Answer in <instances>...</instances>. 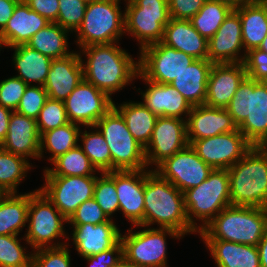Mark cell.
<instances>
[{
	"label": "cell",
	"mask_w": 267,
	"mask_h": 267,
	"mask_svg": "<svg viewBox=\"0 0 267 267\" xmlns=\"http://www.w3.org/2000/svg\"><path fill=\"white\" fill-rule=\"evenodd\" d=\"M114 101L105 92L83 80L64 100L69 122L90 128L112 107Z\"/></svg>",
	"instance_id": "cell-16"
},
{
	"label": "cell",
	"mask_w": 267,
	"mask_h": 267,
	"mask_svg": "<svg viewBox=\"0 0 267 267\" xmlns=\"http://www.w3.org/2000/svg\"><path fill=\"white\" fill-rule=\"evenodd\" d=\"M40 136L51 129L69 123L64 101L48 98L36 119Z\"/></svg>",
	"instance_id": "cell-41"
},
{
	"label": "cell",
	"mask_w": 267,
	"mask_h": 267,
	"mask_svg": "<svg viewBox=\"0 0 267 267\" xmlns=\"http://www.w3.org/2000/svg\"><path fill=\"white\" fill-rule=\"evenodd\" d=\"M19 1L20 0H0V32L6 27Z\"/></svg>",
	"instance_id": "cell-52"
},
{
	"label": "cell",
	"mask_w": 267,
	"mask_h": 267,
	"mask_svg": "<svg viewBox=\"0 0 267 267\" xmlns=\"http://www.w3.org/2000/svg\"><path fill=\"white\" fill-rule=\"evenodd\" d=\"M190 145L213 169H229L253 147L239 129L194 140Z\"/></svg>",
	"instance_id": "cell-14"
},
{
	"label": "cell",
	"mask_w": 267,
	"mask_h": 267,
	"mask_svg": "<svg viewBox=\"0 0 267 267\" xmlns=\"http://www.w3.org/2000/svg\"><path fill=\"white\" fill-rule=\"evenodd\" d=\"M217 267H261L257 246L225 240H203Z\"/></svg>",
	"instance_id": "cell-29"
},
{
	"label": "cell",
	"mask_w": 267,
	"mask_h": 267,
	"mask_svg": "<svg viewBox=\"0 0 267 267\" xmlns=\"http://www.w3.org/2000/svg\"><path fill=\"white\" fill-rule=\"evenodd\" d=\"M83 80L82 55L74 51L52 60L44 88L48 98L64 101Z\"/></svg>",
	"instance_id": "cell-22"
},
{
	"label": "cell",
	"mask_w": 267,
	"mask_h": 267,
	"mask_svg": "<svg viewBox=\"0 0 267 267\" xmlns=\"http://www.w3.org/2000/svg\"><path fill=\"white\" fill-rule=\"evenodd\" d=\"M243 64L249 78L260 81L267 75V53L258 48L246 52Z\"/></svg>",
	"instance_id": "cell-48"
},
{
	"label": "cell",
	"mask_w": 267,
	"mask_h": 267,
	"mask_svg": "<svg viewBox=\"0 0 267 267\" xmlns=\"http://www.w3.org/2000/svg\"><path fill=\"white\" fill-rule=\"evenodd\" d=\"M121 0H95L87 3L84 18L77 33L79 48L90 45L119 43L125 33V13Z\"/></svg>",
	"instance_id": "cell-7"
},
{
	"label": "cell",
	"mask_w": 267,
	"mask_h": 267,
	"mask_svg": "<svg viewBox=\"0 0 267 267\" xmlns=\"http://www.w3.org/2000/svg\"><path fill=\"white\" fill-rule=\"evenodd\" d=\"M253 1L258 2V3H265V4H267V0H253Z\"/></svg>",
	"instance_id": "cell-61"
},
{
	"label": "cell",
	"mask_w": 267,
	"mask_h": 267,
	"mask_svg": "<svg viewBox=\"0 0 267 267\" xmlns=\"http://www.w3.org/2000/svg\"><path fill=\"white\" fill-rule=\"evenodd\" d=\"M80 49L82 52L79 53L87 57L85 63L82 60L84 80L110 98L113 93L131 84L139 73V62L119 47L117 42Z\"/></svg>",
	"instance_id": "cell-1"
},
{
	"label": "cell",
	"mask_w": 267,
	"mask_h": 267,
	"mask_svg": "<svg viewBox=\"0 0 267 267\" xmlns=\"http://www.w3.org/2000/svg\"><path fill=\"white\" fill-rule=\"evenodd\" d=\"M267 231V208L230 205L200 232L203 240H225L257 246Z\"/></svg>",
	"instance_id": "cell-3"
},
{
	"label": "cell",
	"mask_w": 267,
	"mask_h": 267,
	"mask_svg": "<svg viewBox=\"0 0 267 267\" xmlns=\"http://www.w3.org/2000/svg\"><path fill=\"white\" fill-rule=\"evenodd\" d=\"M47 99L48 93L46 92L44 86L28 85L21 97L16 112L27 117L37 119L40 110L43 108Z\"/></svg>",
	"instance_id": "cell-45"
},
{
	"label": "cell",
	"mask_w": 267,
	"mask_h": 267,
	"mask_svg": "<svg viewBox=\"0 0 267 267\" xmlns=\"http://www.w3.org/2000/svg\"><path fill=\"white\" fill-rule=\"evenodd\" d=\"M213 63L206 59H196L184 69L170 85L194 107L205 105L208 76Z\"/></svg>",
	"instance_id": "cell-28"
},
{
	"label": "cell",
	"mask_w": 267,
	"mask_h": 267,
	"mask_svg": "<svg viewBox=\"0 0 267 267\" xmlns=\"http://www.w3.org/2000/svg\"><path fill=\"white\" fill-rule=\"evenodd\" d=\"M242 29L239 13L233 9L208 40V60L213 64L243 63ZM240 54V55H239Z\"/></svg>",
	"instance_id": "cell-19"
},
{
	"label": "cell",
	"mask_w": 267,
	"mask_h": 267,
	"mask_svg": "<svg viewBox=\"0 0 267 267\" xmlns=\"http://www.w3.org/2000/svg\"><path fill=\"white\" fill-rule=\"evenodd\" d=\"M94 131H91V130ZM87 132L80 131L79 137L82 144L79 146L89 158L91 164L96 168L98 174L112 171L111 153L105 138L101 132L94 126Z\"/></svg>",
	"instance_id": "cell-38"
},
{
	"label": "cell",
	"mask_w": 267,
	"mask_h": 267,
	"mask_svg": "<svg viewBox=\"0 0 267 267\" xmlns=\"http://www.w3.org/2000/svg\"><path fill=\"white\" fill-rule=\"evenodd\" d=\"M31 10L43 16L50 23H56L59 13L58 0H24Z\"/></svg>",
	"instance_id": "cell-51"
},
{
	"label": "cell",
	"mask_w": 267,
	"mask_h": 267,
	"mask_svg": "<svg viewBox=\"0 0 267 267\" xmlns=\"http://www.w3.org/2000/svg\"><path fill=\"white\" fill-rule=\"evenodd\" d=\"M157 223L182 236L197 231L190 225L185 209L184 193L156 171L146 170L144 190V227Z\"/></svg>",
	"instance_id": "cell-2"
},
{
	"label": "cell",
	"mask_w": 267,
	"mask_h": 267,
	"mask_svg": "<svg viewBox=\"0 0 267 267\" xmlns=\"http://www.w3.org/2000/svg\"><path fill=\"white\" fill-rule=\"evenodd\" d=\"M108 144L112 171L147 169L144 147L127 128L125 119L113 106L95 125Z\"/></svg>",
	"instance_id": "cell-8"
},
{
	"label": "cell",
	"mask_w": 267,
	"mask_h": 267,
	"mask_svg": "<svg viewBox=\"0 0 267 267\" xmlns=\"http://www.w3.org/2000/svg\"><path fill=\"white\" fill-rule=\"evenodd\" d=\"M233 8L221 1L207 0L190 19L196 31L207 40L214 36Z\"/></svg>",
	"instance_id": "cell-37"
},
{
	"label": "cell",
	"mask_w": 267,
	"mask_h": 267,
	"mask_svg": "<svg viewBox=\"0 0 267 267\" xmlns=\"http://www.w3.org/2000/svg\"><path fill=\"white\" fill-rule=\"evenodd\" d=\"M246 76L243 63L213 64L208 76L205 105L226 108Z\"/></svg>",
	"instance_id": "cell-21"
},
{
	"label": "cell",
	"mask_w": 267,
	"mask_h": 267,
	"mask_svg": "<svg viewBox=\"0 0 267 267\" xmlns=\"http://www.w3.org/2000/svg\"><path fill=\"white\" fill-rule=\"evenodd\" d=\"M11 113V109L5 108L0 105V145L7 136Z\"/></svg>",
	"instance_id": "cell-53"
},
{
	"label": "cell",
	"mask_w": 267,
	"mask_h": 267,
	"mask_svg": "<svg viewBox=\"0 0 267 267\" xmlns=\"http://www.w3.org/2000/svg\"><path fill=\"white\" fill-rule=\"evenodd\" d=\"M2 45L5 47L4 41H3L2 36L0 34V49L2 48Z\"/></svg>",
	"instance_id": "cell-60"
},
{
	"label": "cell",
	"mask_w": 267,
	"mask_h": 267,
	"mask_svg": "<svg viewBox=\"0 0 267 267\" xmlns=\"http://www.w3.org/2000/svg\"><path fill=\"white\" fill-rule=\"evenodd\" d=\"M28 85L16 76L0 82V105L16 111Z\"/></svg>",
	"instance_id": "cell-47"
},
{
	"label": "cell",
	"mask_w": 267,
	"mask_h": 267,
	"mask_svg": "<svg viewBox=\"0 0 267 267\" xmlns=\"http://www.w3.org/2000/svg\"><path fill=\"white\" fill-rule=\"evenodd\" d=\"M68 34L59 24L50 23L33 35L27 45L51 59L64 58L73 53L68 49Z\"/></svg>",
	"instance_id": "cell-34"
},
{
	"label": "cell",
	"mask_w": 267,
	"mask_h": 267,
	"mask_svg": "<svg viewBox=\"0 0 267 267\" xmlns=\"http://www.w3.org/2000/svg\"><path fill=\"white\" fill-rule=\"evenodd\" d=\"M29 193H7L0 201V235H18L27 226Z\"/></svg>",
	"instance_id": "cell-33"
},
{
	"label": "cell",
	"mask_w": 267,
	"mask_h": 267,
	"mask_svg": "<svg viewBox=\"0 0 267 267\" xmlns=\"http://www.w3.org/2000/svg\"><path fill=\"white\" fill-rule=\"evenodd\" d=\"M29 160L0 147V187L6 193H17V186L31 170Z\"/></svg>",
	"instance_id": "cell-39"
},
{
	"label": "cell",
	"mask_w": 267,
	"mask_h": 267,
	"mask_svg": "<svg viewBox=\"0 0 267 267\" xmlns=\"http://www.w3.org/2000/svg\"><path fill=\"white\" fill-rule=\"evenodd\" d=\"M153 170L184 193L206 180L213 168L206 164L188 144Z\"/></svg>",
	"instance_id": "cell-15"
},
{
	"label": "cell",
	"mask_w": 267,
	"mask_h": 267,
	"mask_svg": "<svg viewBox=\"0 0 267 267\" xmlns=\"http://www.w3.org/2000/svg\"><path fill=\"white\" fill-rule=\"evenodd\" d=\"M17 236L0 235V267H32L33 253L26 254Z\"/></svg>",
	"instance_id": "cell-40"
},
{
	"label": "cell",
	"mask_w": 267,
	"mask_h": 267,
	"mask_svg": "<svg viewBox=\"0 0 267 267\" xmlns=\"http://www.w3.org/2000/svg\"><path fill=\"white\" fill-rule=\"evenodd\" d=\"M187 141L208 138L238 130L226 108L198 105L192 107L186 120Z\"/></svg>",
	"instance_id": "cell-20"
},
{
	"label": "cell",
	"mask_w": 267,
	"mask_h": 267,
	"mask_svg": "<svg viewBox=\"0 0 267 267\" xmlns=\"http://www.w3.org/2000/svg\"><path fill=\"white\" fill-rule=\"evenodd\" d=\"M139 73L147 80L170 84L196 59L162 42L143 48L138 57Z\"/></svg>",
	"instance_id": "cell-12"
},
{
	"label": "cell",
	"mask_w": 267,
	"mask_h": 267,
	"mask_svg": "<svg viewBox=\"0 0 267 267\" xmlns=\"http://www.w3.org/2000/svg\"><path fill=\"white\" fill-rule=\"evenodd\" d=\"M48 24L50 22L47 19L31 10L24 0H20L0 34L5 47L27 45L31 37Z\"/></svg>",
	"instance_id": "cell-26"
},
{
	"label": "cell",
	"mask_w": 267,
	"mask_h": 267,
	"mask_svg": "<svg viewBox=\"0 0 267 267\" xmlns=\"http://www.w3.org/2000/svg\"><path fill=\"white\" fill-rule=\"evenodd\" d=\"M121 234L123 256L140 267H167L166 235L182 238V235L169 228H147Z\"/></svg>",
	"instance_id": "cell-11"
},
{
	"label": "cell",
	"mask_w": 267,
	"mask_h": 267,
	"mask_svg": "<svg viewBox=\"0 0 267 267\" xmlns=\"http://www.w3.org/2000/svg\"><path fill=\"white\" fill-rule=\"evenodd\" d=\"M235 10L239 13L242 29L244 54L251 49L259 48L267 36V4L251 1Z\"/></svg>",
	"instance_id": "cell-30"
},
{
	"label": "cell",
	"mask_w": 267,
	"mask_h": 267,
	"mask_svg": "<svg viewBox=\"0 0 267 267\" xmlns=\"http://www.w3.org/2000/svg\"><path fill=\"white\" fill-rule=\"evenodd\" d=\"M67 222L68 220L39 189L33 190L29 192L27 233L21 239L34 250L67 245L60 241L53 243L55 239L59 240V237L70 240L64 230V224H68Z\"/></svg>",
	"instance_id": "cell-9"
},
{
	"label": "cell",
	"mask_w": 267,
	"mask_h": 267,
	"mask_svg": "<svg viewBox=\"0 0 267 267\" xmlns=\"http://www.w3.org/2000/svg\"><path fill=\"white\" fill-rule=\"evenodd\" d=\"M186 215L199 233L225 207L231 205L228 169H213L198 186L184 192ZM201 221V225L195 222Z\"/></svg>",
	"instance_id": "cell-6"
},
{
	"label": "cell",
	"mask_w": 267,
	"mask_h": 267,
	"mask_svg": "<svg viewBox=\"0 0 267 267\" xmlns=\"http://www.w3.org/2000/svg\"><path fill=\"white\" fill-rule=\"evenodd\" d=\"M59 13L56 23L67 31H77L84 18L87 3L83 0H58Z\"/></svg>",
	"instance_id": "cell-43"
},
{
	"label": "cell",
	"mask_w": 267,
	"mask_h": 267,
	"mask_svg": "<svg viewBox=\"0 0 267 267\" xmlns=\"http://www.w3.org/2000/svg\"><path fill=\"white\" fill-rule=\"evenodd\" d=\"M258 49L267 53V36L263 39V41H262V43Z\"/></svg>",
	"instance_id": "cell-57"
},
{
	"label": "cell",
	"mask_w": 267,
	"mask_h": 267,
	"mask_svg": "<svg viewBox=\"0 0 267 267\" xmlns=\"http://www.w3.org/2000/svg\"><path fill=\"white\" fill-rule=\"evenodd\" d=\"M113 106L121 113L128 130L134 139L144 148L148 145L156 120L158 118L150 109L140 102H124L120 106Z\"/></svg>",
	"instance_id": "cell-32"
},
{
	"label": "cell",
	"mask_w": 267,
	"mask_h": 267,
	"mask_svg": "<svg viewBox=\"0 0 267 267\" xmlns=\"http://www.w3.org/2000/svg\"><path fill=\"white\" fill-rule=\"evenodd\" d=\"M113 222L102 210L94 198L81 203L68 219V224H99Z\"/></svg>",
	"instance_id": "cell-46"
},
{
	"label": "cell",
	"mask_w": 267,
	"mask_h": 267,
	"mask_svg": "<svg viewBox=\"0 0 267 267\" xmlns=\"http://www.w3.org/2000/svg\"><path fill=\"white\" fill-rule=\"evenodd\" d=\"M161 42L195 59L208 60V40L196 31L190 20L170 18Z\"/></svg>",
	"instance_id": "cell-27"
},
{
	"label": "cell",
	"mask_w": 267,
	"mask_h": 267,
	"mask_svg": "<svg viewBox=\"0 0 267 267\" xmlns=\"http://www.w3.org/2000/svg\"><path fill=\"white\" fill-rule=\"evenodd\" d=\"M114 267H140L133 262L128 261L124 256Z\"/></svg>",
	"instance_id": "cell-56"
},
{
	"label": "cell",
	"mask_w": 267,
	"mask_h": 267,
	"mask_svg": "<svg viewBox=\"0 0 267 267\" xmlns=\"http://www.w3.org/2000/svg\"><path fill=\"white\" fill-rule=\"evenodd\" d=\"M11 49H14L13 65L19 73L15 76L27 85L36 82L38 86H44L53 59L28 45H18Z\"/></svg>",
	"instance_id": "cell-31"
},
{
	"label": "cell",
	"mask_w": 267,
	"mask_h": 267,
	"mask_svg": "<svg viewBox=\"0 0 267 267\" xmlns=\"http://www.w3.org/2000/svg\"><path fill=\"white\" fill-rule=\"evenodd\" d=\"M68 245L39 248L33 251L32 267H70L71 257Z\"/></svg>",
	"instance_id": "cell-44"
},
{
	"label": "cell",
	"mask_w": 267,
	"mask_h": 267,
	"mask_svg": "<svg viewBox=\"0 0 267 267\" xmlns=\"http://www.w3.org/2000/svg\"><path fill=\"white\" fill-rule=\"evenodd\" d=\"M226 109L252 146L267 142V89L259 81L246 76Z\"/></svg>",
	"instance_id": "cell-4"
},
{
	"label": "cell",
	"mask_w": 267,
	"mask_h": 267,
	"mask_svg": "<svg viewBox=\"0 0 267 267\" xmlns=\"http://www.w3.org/2000/svg\"><path fill=\"white\" fill-rule=\"evenodd\" d=\"M125 32L135 37L140 51L163 39L164 27L169 23L168 0H124Z\"/></svg>",
	"instance_id": "cell-10"
},
{
	"label": "cell",
	"mask_w": 267,
	"mask_h": 267,
	"mask_svg": "<svg viewBox=\"0 0 267 267\" xmlns=\"http://www.w3.org/2000/svg\"><path fill=\"white\" fill-rule=\"evenodd\" d=\"M262 148L267 152V142L262 146Z\"/></svg>",
	"instance_id": "cell-62"
},
{
	"label": "cell",
	"mask_w": 267,
	"mask_h": 267,
	"mask_svg": "<svg viewBox=\"0 0 267 267\" xmlns=\"http://www.w3.org/2000/svg\"><path fill=\"white\" fill-rule=\"evenodd\" d=\"M7 195V193L0 187V201Z\"/></svg>",
	"instance_id": "cell-59"
},
{
	"label": "cell",
	"mask_w": 267,
	"mask_h": 267,
	"mask_svg": "<svg viewBox=\"0 0 267 267\" xmlns=\"http://www.w3.org/2000/svg\"><path fill=\"white\" fill-rule=\"evenodd\" d=\"M145 81L146 91L140 92L143 104L157 116L175 117L187 120L192 106L181 93L170 84H159L145 79L140 73L137 78ZM184 114V115H183ZM185 116V119L184 117Z\"/></svg>",
	"instance_id": "cell-23"
},
{
	"label": "cell",
	"mask_w": 267,
	"mask_h": 267,
	"mask_svg": "<svg viewBox=\"0 0 267 267\" xmlns=\"http://www.w3.org/2000/svg\"><path fill=\"white\" fill-rule=\"evenodd\" d=\"M93 198L112 219V214L119 211V201L115 182L105 173H101V177H96Z\"/></svg>",
	"instance_id": "cell-42"
},
{
	"label": "cell",
	"mask_w": 267,
	"mask_h": 267,
	"mask_svg": "<svg viewBox=\"0 0 267 267\" xmlns=\"http://www.w3.org/2000/svg\"><path fill=\"white\" fill-rule=\"evenodd\" d=\"M80 131V125L69 122L66 125L44 132L40 136L39 158H43L45 149V151L51 153L48 160L52 163L59 156L78 146Z\"/></svg>",
	"instance_id": "cell-35"
},
{
	"label": "cell",
	"mask_w": 267,
	"mask_h": 267,
	"mask_svg": "<svg viewBox=\"0 0 267 267\" xmlns=\"http://www.w3.org/2000/svg\"><path fill=\"white\" fill-rule=\"evenodd\" d=\"M267 89V75L259 81Z\"/></svg>",
	"instance_id": "cell-58"
},
{
	"label": "cell",
	"mask_w": 267,
	"mask_h": 267,
	"mask_svg": "<svg viewBox=\"0 0 267 267\" xmlns=\"http://www.w3.org/2000/svg\"><path fill=\"white\" fill-rule=\"evenodd\" d=\"M231 205L267 208V152L253 146L228 169Z\"/></svg>",
	"instance_id": "cell-5"
},
{
	"label": "cell",
	"mask_w": 267,
	"mask_h": 267,
	"mask_svg": "<svg viewBox=\"0 0 267 267\" xmlns=\"http://www.w3.org/2000/svg\"><path fill=\"white\" fill-rule=\"evenodd\" d=\"M0 147L27 160L29 158L38 159L40 134L36 119L12 111L7 136Z\"/></svg>",
	"instance_id": "cell-25"
},
{
	"label": "cell",
	"mask_w": 267,
	"mask_h": 267,
	"mask_svg": "<svg viewBox=\"0 0 267 267\" xmlns=\"http://www.w3.org/2000/svg\"><path fill=\"white\" fill-rule=\"evenodd\" d=\"M96 177L44 176L45 184L38 189L68 220L81 203L93 198Z\"/></svg>",
	"instance_id": "cell-13"
},
{
	"label": "cell",
	"mask_w": 267,
	"mask_h": 267,
	"mask_svg": "<svg viewBox=\"0 0 267 267\" xmlns=\"http://www.w3.org/2000/svg\"><path fill=\"white\" fill-rule=\"evenodd\" d=\"M207 0H168L170 18L190 20Z\"/></svg>",
	"instance_id": "cell-49"
},
{
	"label": "cell",
	"mask_w": 267,
	"mask_h": 267,
	"mask_svg": "<svg viewBox=\"0 0 267 267\" xmlns=\"http://www.w3.org/2000/svg\"><path fill=\"white\" fill-rule=\"evenodd\" d=\"M70 225L75 250L83 258L111 249L121 240L120 229L114 222Z\"/></svg>",
	"instance_id": "cell-24"
},
{
	"label": "cell",
	"mask_w": 267,
	"mask_h": 267,
	"mask_svg": "<svg viewBox=\"0 0 267 267\" xmlns=\"http://www.w3.org/2000/svg\"><path fill=\"white\" fill-rule=\"evenodd\" d=\"M217 1H221L223 3H226L228 5H230L233 9L243 5V4H246V3H249L253 0H217Z\"/></svg>",
	"instance_id": "cell-55"
},
{
	"label": "cell",
	"mask_w": 267,
	"mask_h": 267,
	"mask_svg": "<svg viewBox=\"0 0 267 267\" xmlns=\"http://www.w3.org/2000/svg\"><path fill=\"white\" fill-rule=\"evenodd\" d=\"M188 145L186 120L158 116L151 139L145 149L147 167H157L165 159Z\"/></svg>",
	"instance_id": "cell-17"
},
{
	"label": "cell",
	"mask_w": 267,
	"mask_h": 267,
	"mask_svg": "<svg viewBox=\"0 0 267 267\" xmlns=\"http://www.w3.org/2000/svg\"><path fill=\"white\" fill-rule=\"evenodd\" d=\"M85 1L86 3H90L91 1H95V0H83Z\"/></svg>",
	"instance_id": "cell-63"
},
{
	"label": "cell",
	"mask_w": 267,
	"mask_h": 267,
	"mask_svg": "<svg viewBox=\"0 0 267 267\" xmlns=\"http://www.w3.org/2000/svg\"><path fill=\"white\" fill-rule=\"evenodd\" d=\"M51 165L54 167L45 168L43 176H87L97 171L79 145L56 158Z\"/></svg>",
	"instance_id": "cell-36"
},
{
	"label": "cell",
	"mask_w": 267,
	"mask_h": 267,
	"mask_svg": "<svg viewBox=\"0 0 267 267\" xmlns=\"http://www.w3.org/2000/svg\"><path fill=\"white\" fill-rule=\"evenodd\" d=\"M123 257V244L120 240L114 247L93 256L84 257L89 267H114Z\"/></svg>",
	"instance_id": "cell-50"
},
{
	"label": "cell",
	"mask_w": 267,
	"mask_h": 267,
	"mask_svg": "<svg viewBox=\"0 0 267 267\" xmlns=\"http://www.w3.org/2000/svg\"><path fill=\"white\" fill-rule=\"evenodd\" d=\"M257 247L259 250L260 265L261 267H267V231L264 233Z\"/></svg>",
	"instance_id": "cell-54"
},
{
	"label": "cell",
	"mask_w": 267,
	"mask_h": 267,
	"mask_svg": "<svg viewBox=\"0 0 267 267\" xmlns=\"http://www.w3.org/2000/svg\"><path fill=\"white\" fill-rule=\"evenodd\" d=\"M114 182L119 211L134 227L144 228L146 169L105 172Z\"/></svg>",
	"instance_id": "cell-18"
}]
</instances>
